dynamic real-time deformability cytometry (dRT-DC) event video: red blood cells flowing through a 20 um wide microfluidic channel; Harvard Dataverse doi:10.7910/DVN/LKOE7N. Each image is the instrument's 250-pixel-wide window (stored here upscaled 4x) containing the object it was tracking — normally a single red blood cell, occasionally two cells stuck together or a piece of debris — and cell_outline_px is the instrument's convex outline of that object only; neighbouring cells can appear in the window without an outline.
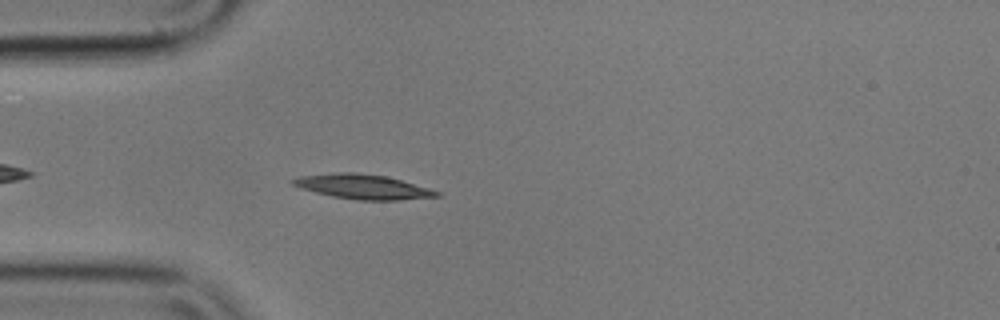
{"species": "common noctule bat (a hibernating species)", "species_latin": "Nyctalus noctula", "temperature_condition": "cold", "stored_images_in_passage": 46, "camera_frame_rate_fps": 3000, "um_per_image_px": 0.085, "animal": {"sex": "male", "body_mass_g": 17.9}, "frame": {"image": 1, "passage_image": 5, "time_ms": 1.333, "image_size_px": [1000, 320], "cell_outline_px": [[440, 196], [400, 200], [356, 200], [332, 196], [300, 188], [292, 184], [292, 180], [300, 176], [336, 172], [356, 172], [384, 176], [400, 180], [428, 188], [440, 192]], "centroid_in_image_um": [30.83, 15.87], "position_along_channel_um": 54.2, "area_um2": 20.4}}
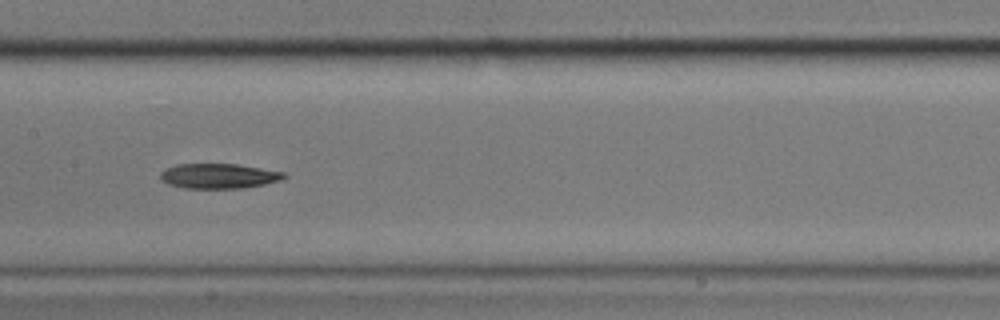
{"frame": {"image": 2, "passage_image": 17, "time_ms": 5.333, "image_size_px": [1000, 320], "cell_outline_px": [[288, 176], [280, 180], [264, 184], [244, 188], [184, 188], [168, 184], [160, 180], [160, 172], [164, 168], [176, 164], [236, 164], [284, 172]], "centroid_in_image_um": [18.55, 14.96], "position_along_channel_um": 188.9, "area_um2": 18.03}}
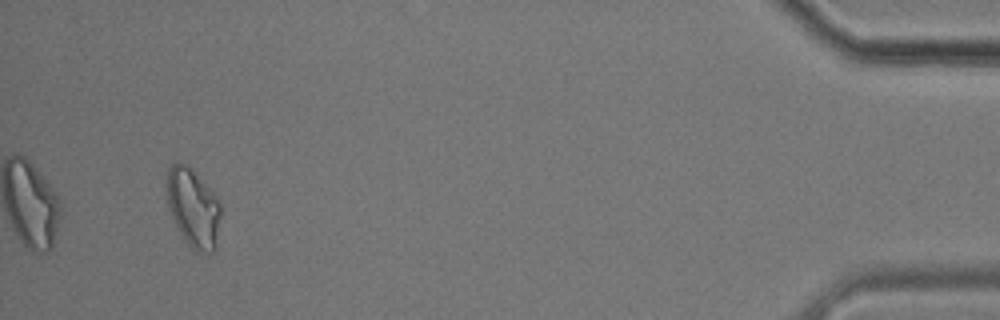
{"frame": {"image": 3, "passage_image": 43, "time_ms": 14.0, "image_size_px": [1000, 320], "cell_outline_px": [[220, 216], [216, 252], [196, 252], [188, 244], [180, 232], [168, 208], [168, 168], [176, 160], [180, 160], [188, 164], [216, 196], [220, 204]], "centroid_in_image_um": [16.44, 17.66], "position_along_channel_um": 418.8, "area_um2": 24.68}}